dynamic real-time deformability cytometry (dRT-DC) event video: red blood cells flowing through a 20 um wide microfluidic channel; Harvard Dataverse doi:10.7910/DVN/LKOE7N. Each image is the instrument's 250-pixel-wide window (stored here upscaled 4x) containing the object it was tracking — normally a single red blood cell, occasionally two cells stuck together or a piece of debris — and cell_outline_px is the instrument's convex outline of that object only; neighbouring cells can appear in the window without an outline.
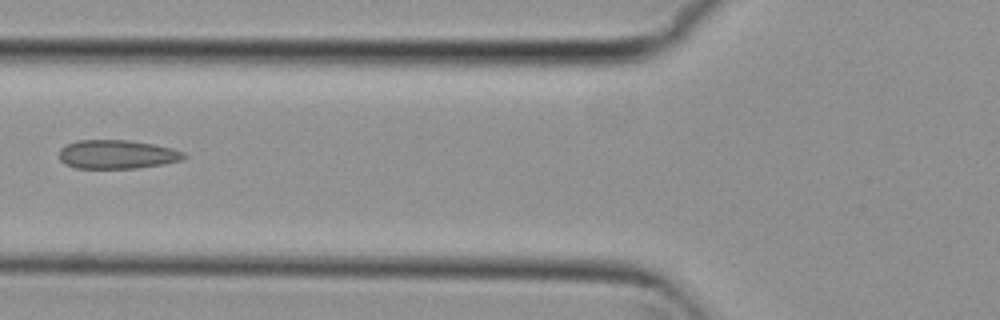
{"species": "common noctule bat (a hibernating species)", "species_latin": "Nyctalus noctula", "temperature_condition": "cold", "stored_images_in_passage": 4, "camera_frame_rate_fps": 3000, "um_per_image_px": 0.085, "animal": {"sex": "female", "body_mass_g": 29.2, "forearm_length_mm": 56.3}, "frame": {"image": 1, "passage_image": 4, "time_ms": 1.0, "image_size_px": [1000, 320], "cell_outline_px": [[188, 156], [180, 160], [164, 164], [140, 168], [76, 168], [64, 164], [60, 160], [60, 148], [76, 140], [128, 140], [152, 144], [172, 148], [184, 152]], "centroid_in_image_um": [9.95, 13.12], "position_along_channel_um": 115.8, "area_um2": 20.98}}